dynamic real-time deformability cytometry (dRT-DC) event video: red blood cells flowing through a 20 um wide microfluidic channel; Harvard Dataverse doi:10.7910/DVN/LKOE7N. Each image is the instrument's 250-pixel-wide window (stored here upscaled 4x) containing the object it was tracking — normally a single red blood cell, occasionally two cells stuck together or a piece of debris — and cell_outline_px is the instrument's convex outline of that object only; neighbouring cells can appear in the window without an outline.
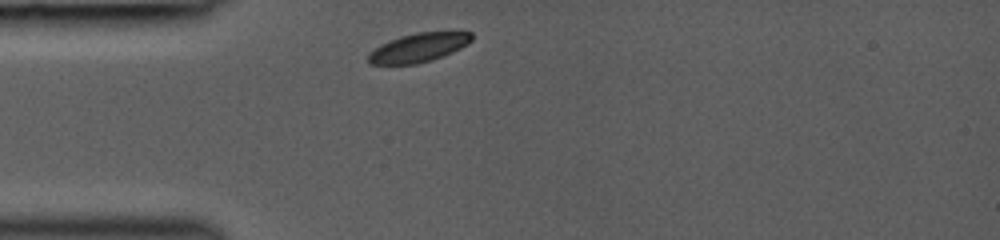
{"species": "common noctule bat (a hibernating species)", "species_latin": "Nyctalus noctula", "temperature_condition": "room temperature", "stored_images_in_passage": 33, "camera_frame_rate_fps": 3000, "um_per_image_px": 0.085, "animal": {"sex": "female", "body_mass_g": 19.0, "forearm_length_mm": 53.3}, "frame": {"image": 1, "passage_image": 1, "time_ms": 0.0, "image_size_px": [1000, 240], "cell_outline_px": [[472, 40], [460, 48], [452, 52], [432, 60], [416, 64], [368, 64], [368, 56], [380, 44], [400, 36], [416, 32], [472, 32]], "centroid_in_image_um": [35.57, 4.05], "position_along_channel_um": 49.4, "area_um2": 17.17}}
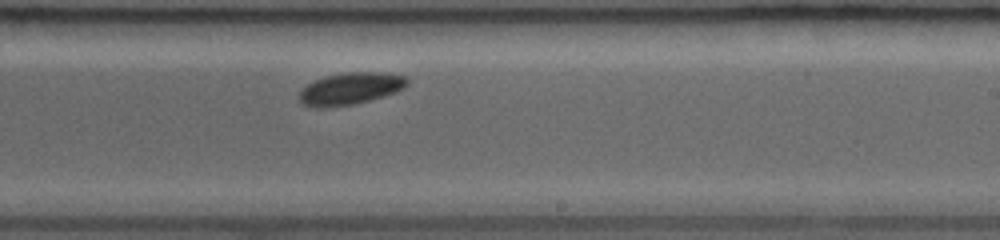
{"frame": {"image": 2, "passage_image": 14, "time_ms": 5.333, "image_size_px": [1000, 240], "cell_outline_px": [[408, 84], [404, 88], [396, 92], [368, 100], [352, 104], [324, 108], [316, 108], [304, 104], [300, 100], [300, 92], [308, 84], [324, 76], [344, 72], [380, 72], [408, 76]], "centroid_in_image_um": [29.82, 7.52], "position_along_channel_um": 259.2, "area_um2": 20.0}}
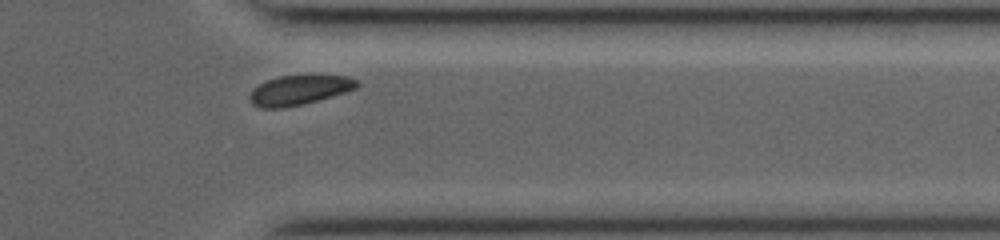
{"frame": {"image": 3, "passage_image": 28, "time_ms": 8.333, "image_size_px": [1000, 240], "cell_outline_px": [[360, 84], [356, 88], [344, 92], [316, 100], [284, 108], [260, 108], [252, 104], [248, 96], [260, 84], [268, 80], [280, 76], [348, 76], [360, 80]], "centroid_in_image_um": [25.44, 7.66], "position_along_channel_um": 386.0, "area_um2": 18.09}}